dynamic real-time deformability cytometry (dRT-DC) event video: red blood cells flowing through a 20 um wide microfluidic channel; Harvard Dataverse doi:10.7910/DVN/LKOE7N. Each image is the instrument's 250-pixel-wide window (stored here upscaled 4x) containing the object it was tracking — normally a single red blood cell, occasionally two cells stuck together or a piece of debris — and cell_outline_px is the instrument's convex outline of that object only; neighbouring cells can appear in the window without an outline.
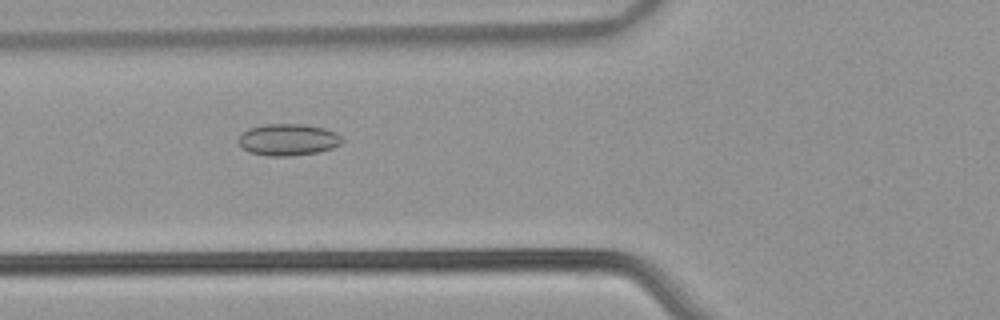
{"species": "common noctule bat (a hibernating species)", "species_latin": "Nyctalus noctula", "temperature_condition": "warm", "stored_images_in_passage": 34, "camera_frame_rate_fps": 3000, "um_per_image_px": 0.085, "animal": {"sex": "male", "body_mass_g": 21.5, "forearm_length_mm": 52.0}, "frame": {"image": 1, "passage_image": 6, "time_ms": 1.667, "image_size_px": [1000, 320], "cell_outline_px": [[344, 140], [340, 144], [332, 148], [320, 152], [292, 156], [268, 156], [248, 152], [236, 140], [240, 132], [248, 128], [264, 124], [304, 124], [324, 128], [336, 132]], "centroid_in_image_um": [24.46, 11.87], "position_along_channel_um": 101.3, "area_um2": 19.48}}
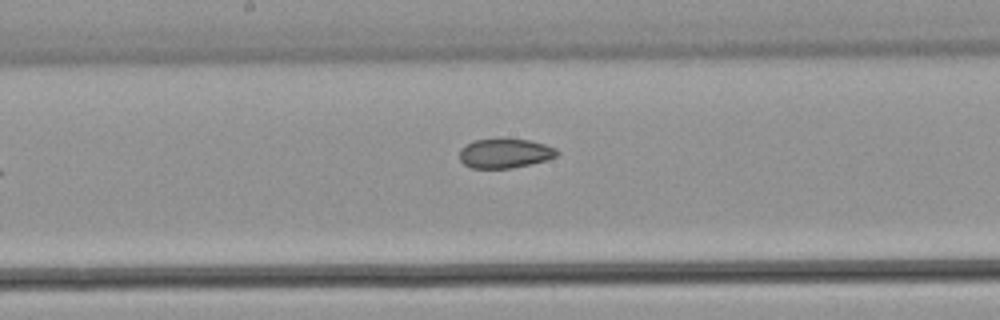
{"frame": {"image": 2, "passage_image": 14, "time_ms": 4.333, "image_size_px": [1000, 320], "cell_outline_px": [[560, 152], [556, 156], [548, 160], [512, 168], [472, 168], [464, 164], [460, 160], [460, 148], [472, 140], [528, 140], [544, 144], [556, 148]], "centroid_in_image_um": [42.92, 13.05], "position_along_channel_um": 205.3, "area_um2": 16.53}}
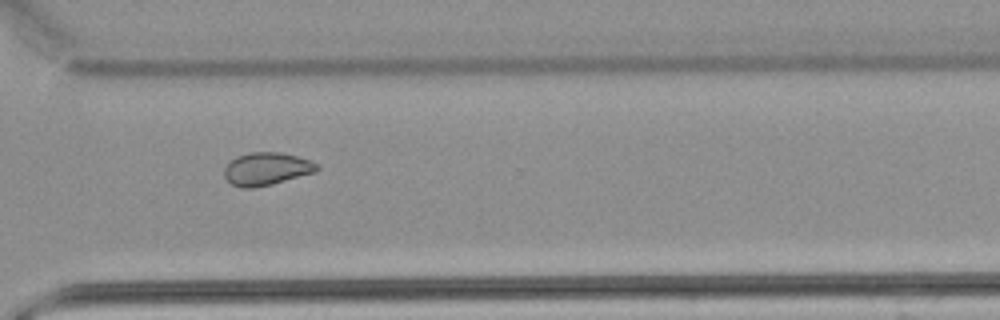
{"frame": {"image": 3, "passage_image": 25, "time_ms": 8.0, "image_size_px": [1000, 320], "cell_outline_px": [[320, 168], [316, 172], [272, 184], [252, 188], [244, 188], [232, 184], [224, 176], [224, 168], [236, 156], [248, 152], [280, 152], [296, 156], [308, 160], [316, 164]], "centroid_in_image_um": [22.64, 14.35], "position_along_channel_um": 348.0, "area_um2": 17.57}, "authors_computed_cell_mechanics": {"area_um2": 17.7446, "velocity_mm_per_s": 3.8904, "shape_relaxation_time_tau1_ms": null, "shape_relaxation_time_tau2_ms": 2.0621, "deformation_change_tau1": null, "deformation_change_tau2": 0.0622}}